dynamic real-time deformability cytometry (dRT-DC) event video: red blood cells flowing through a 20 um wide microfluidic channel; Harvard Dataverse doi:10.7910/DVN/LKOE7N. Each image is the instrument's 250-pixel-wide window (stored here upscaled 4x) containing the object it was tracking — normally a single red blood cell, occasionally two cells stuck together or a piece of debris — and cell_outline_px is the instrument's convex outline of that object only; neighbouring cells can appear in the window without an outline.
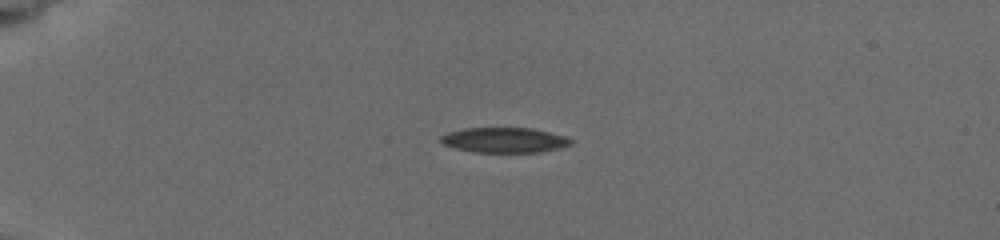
{"species": "common noctule bat (a hibernating species)", "species_latin": "Nyctalus noctula", "temperature_condition": "cold", "stored_images_in_passage": 5, "camera_frame_rate_fps": 3000, "um_per_image_px": 0.085, "animal": {"sex": "female", "body_mass_g": 19.5, "forearm_length_mm": 54.1}, "frame": {"image": 1, "passage_image": 1, "time_ms": 0.0, "image_size_px": [1000, 240], "cell_outline_px": [[572, 144], [560, 148], [540, 152], [472, 152], [456, 148], [444, 144], [440, 140], [440, 136], [448, 132], [464, 128], [532, 128], [568, 136], [572, 140]], "centroid_in_image_um": [42.91, 11.9], "position_along_channel_um": 42.1, "area_um2": 19.13}}
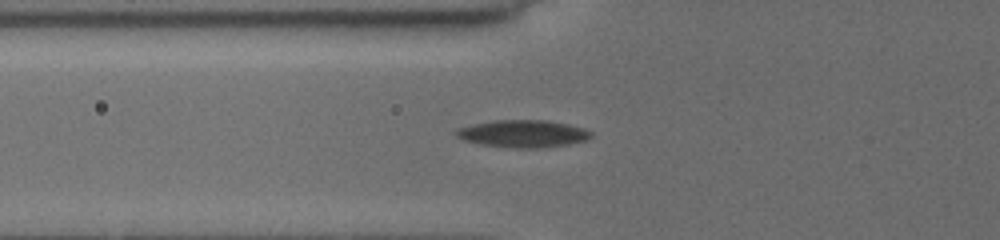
{"frame": {"image": 2, "passage_image": 4, "time_ms": 2.333, "image_size_px": [1000, 240], "cell_outline_px": [[592, 136], [588, 140], [568, 144], [536, 148], [516, 148], [480, 144], [464, 140], [456, 136], [456, 132], [460, 128], [472, 124], [492, 120], [548, 120], [568, 124], [584, 128], [592, 132]], "centroid_in_image_um": [44.49, 11.35], "position_along_channel_um": 81.3, "area_um2": 21.44}}